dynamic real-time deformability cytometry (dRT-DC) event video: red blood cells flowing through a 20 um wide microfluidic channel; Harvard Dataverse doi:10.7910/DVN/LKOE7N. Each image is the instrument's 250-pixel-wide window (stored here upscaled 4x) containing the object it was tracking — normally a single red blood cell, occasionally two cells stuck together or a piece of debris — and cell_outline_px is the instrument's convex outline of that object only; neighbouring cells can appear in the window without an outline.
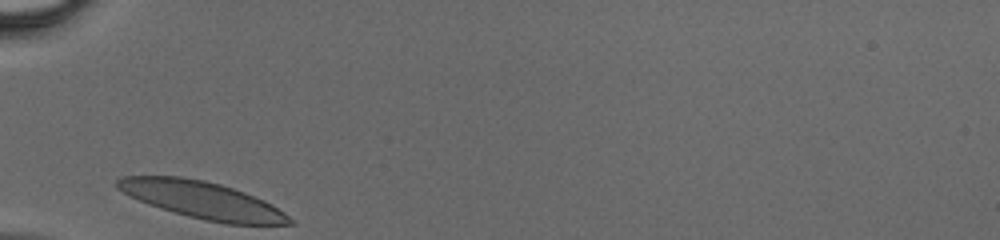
{"species": "human", "species_latin": "Homo sapiens", "temperature_condition": "cold", "stored_images_in_passage": 23, "camera_frame_rate_fps": 3000, "um_per_image_px": 0.085, "donor": {"sex": "male"}, "frame": {"image": 1, "passage_image": 1, "time_ms": 0.0, "image_size_px": [1000, 240], "cell_outline_px": [[296, 224], [224, 224], [204, 220], [188, 216], [160, 208], [148, 204], [116, 188], [116, 180], [124, 176], [180, 176], [204, 180], [220, 184], [244, 192], [264, 200], [272, 204], [284, 212]], "centroid_in_image_um": [17.21, 17.0], "position_along_channel_um": 67.8, "area_um2": 36.93}}
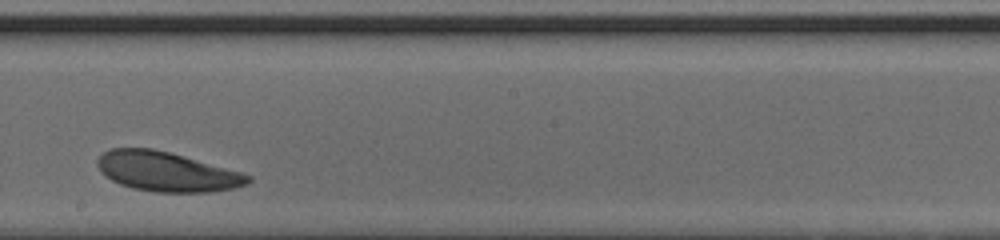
{"frame": {"image": 2, "passage_image": 13, "time_ms": 4.0, "image_size_px": [1000, 240], "cell_outline_px": [[252, 180], [248, 184], [232, 188], [208, 192], [156, 192], [132, 188], [120, 184], [112, 180], [100, 172], [96, 164], [96, 160], [104, 152], [112, 148], [152, 148], [168, 152], [240, 172], [252, 176]], "centroid_in_image_um": [14.13, 14.59], "position_along_channel_um": 234.1, "area_um2": 34.39}}
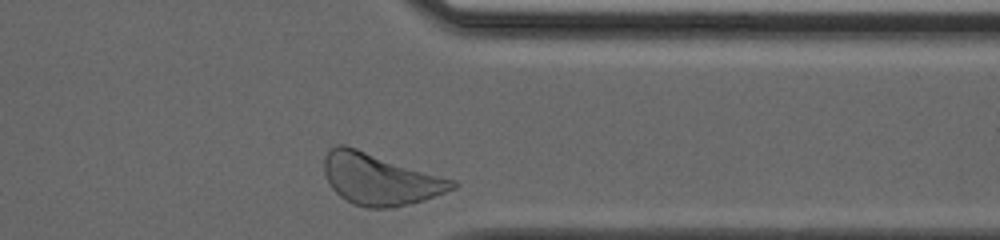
{"frame": {"image": 3, "passage_image": 23, "time_ms": 7.333, "image_size_px": [1000, 240], "cell_outline_px": [[460, 184], [456, 188], [424, 200], [412, 204], [392, 208], [364, 208], [352, 204], [340, 196], [332, 188], [324, 172], [324, 156], [328, 148], [336, 144], [344, 144], [456, 180]], "centroid_in_image_um": [32.3, 15.23], "position_along_channel_um": 379.1, "area_um2": 38.78}}